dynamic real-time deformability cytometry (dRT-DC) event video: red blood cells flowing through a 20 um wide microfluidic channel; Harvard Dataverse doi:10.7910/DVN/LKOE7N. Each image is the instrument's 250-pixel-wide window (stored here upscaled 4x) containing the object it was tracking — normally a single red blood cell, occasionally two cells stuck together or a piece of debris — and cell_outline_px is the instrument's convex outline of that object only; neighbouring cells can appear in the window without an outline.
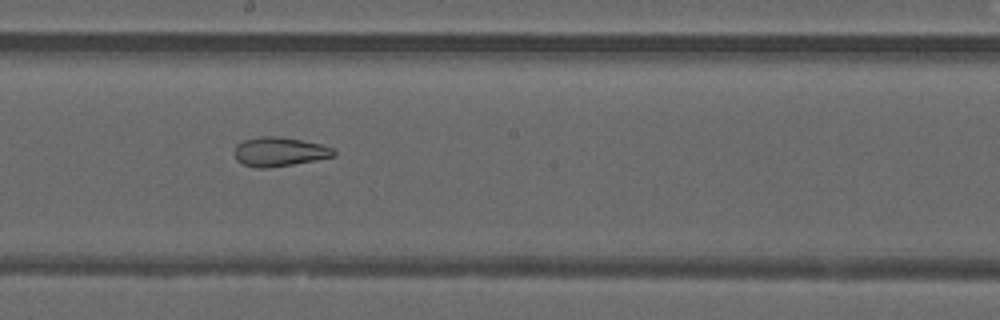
{"species": "common noctule bat (a hibernating species)", "species_latin": "Nyctalus noctula", "temperature_condition": "warm", "stored_images_in_passage": 48, "camera_frame_rate_fps": 3000, "um_per_image_px": 0.085, "animal": {"sex": "male", "forearm_length_mm": 52.5}, "frame": {"image": 1, "passage_image": 27, "time_ms": 8.667, "image_size_px": [1000, 320], "cell_outline_px": [[336, 156], [292, 164], [268, 168], [256, 168], [244, 164], [236, 160], [236, 144], [244, 140], [260, 136], [280, 136], [320, 144], [332, 148], [336, 152]], "centroid_in_image_um": [23.75, 12.89], "position_along_channel_um": 224.5, "area_um2": 16.7}}